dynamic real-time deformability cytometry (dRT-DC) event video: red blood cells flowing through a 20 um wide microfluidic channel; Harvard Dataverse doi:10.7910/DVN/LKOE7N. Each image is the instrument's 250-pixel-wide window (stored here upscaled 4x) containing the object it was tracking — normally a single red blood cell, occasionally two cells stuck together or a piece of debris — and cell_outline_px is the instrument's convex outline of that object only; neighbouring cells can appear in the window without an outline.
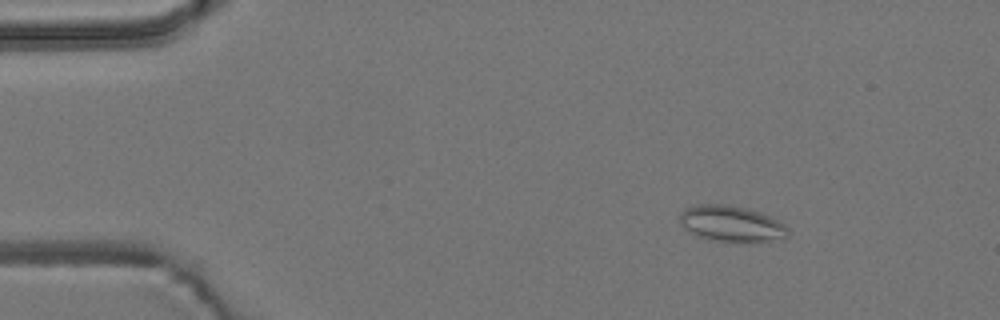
{"species": "common noctule bat (a hibernating species)", "species_latin": "Nyctalus noctula", "temperature_condition": "room temperature", "stored_images_in_passage": 6, "camera_frame_rate_fps": 3000, "um_per_image_px": 0.085, "animal": {"sex": "male", "body_mass_g": 19.2, "forearm_length_mm": 51.8}, "frame": {"image": 1, "passage_image": 1, "time_ms": 0.0, "image_size_px": [1000, 320], "cell_outline_px": [[788, 236], [784, 240], [716, 240], [700, 236], [684, 228], [680, 224], [680, 212], [684, 208], [696, 204], [724, 204], [744, 208], [760, 212], [784, 224], [788, 228]], "centroid_in_image_um": [62.15, 18.98], "position_along_channel_um": 22.8, "area_um2": 22.08}}
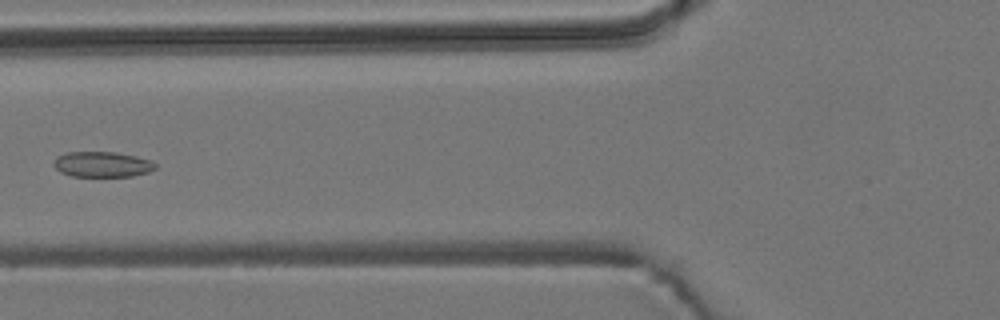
{"frame": {"image": 2, "passage_image": 5, "time_ms": 1.333, "image_size_px": [1000, 320], "cell_outline_px": [[156, 168], [148, 172], [132, 176], [72, 176], [60, 172], [52, 164], [52, 160], [56, 156], [68, 152], [116, 152], [136, 156], [152, 160], [156, 164]], "centroid_in_image_um": [8.67, 13.96], "position_along_channel_um": 117.1, "area_um2": 15.2}}
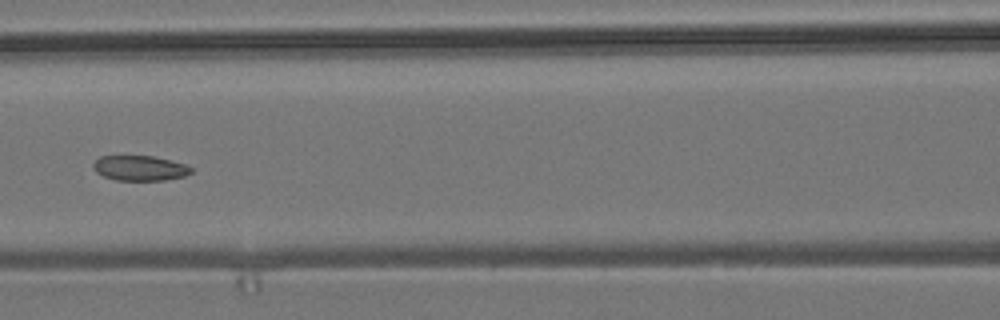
{"frame": {"image": 3, "passage_image": 6, "time_ms": 1.667, "image_size_px": [1000, 320], "cell_outline_px": [[192, 172], [184, 176], [164, 180], [116, 180], [104, 176], [96, 172], [92, 168], [92, 164], [100, 156], [152, 156], [184, 164], [192, 168]], "centroid_in_image_um": [11.85, 14.29], "position_along_channel_um": 154.7, "area_um2": 14.16}}